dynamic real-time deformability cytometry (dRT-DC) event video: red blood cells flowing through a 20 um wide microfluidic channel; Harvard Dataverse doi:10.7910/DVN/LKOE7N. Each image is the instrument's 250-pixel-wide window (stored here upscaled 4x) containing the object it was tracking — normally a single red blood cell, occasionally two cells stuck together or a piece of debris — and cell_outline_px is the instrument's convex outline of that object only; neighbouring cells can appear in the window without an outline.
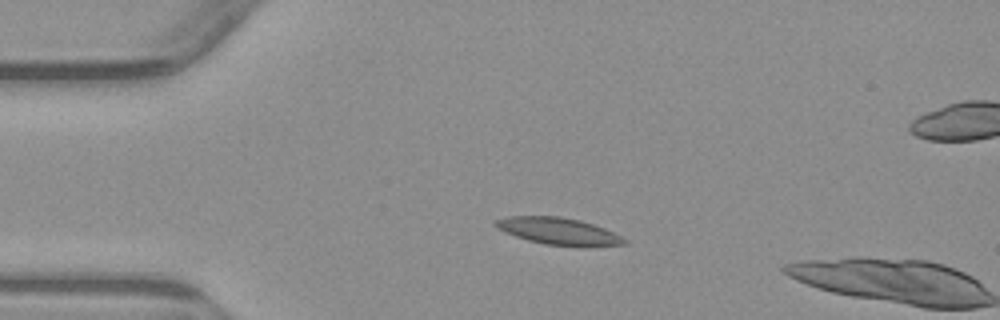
{"species": "common noctule bat (a hibernating species)", "species_latin": "Nyctalus noctula", "temperature_condition": "warm", "stored_images_in_passage": 5, "camera_frame_rate_fps": 3000, "um_per_image_px": 0.085, "animal": {"sex": "male", "body_mass_g": 23.1, "forearm_length_mm": 52.7}, "frame": {"image": 1, "passage_image": 4, "time_ms": 3.667, "image_size_px": [1000, 320], "cell_outline_px": [[628, 244], [580, 248], [544, 244], [528, 240], [504, 232], [496, 228], [492, 224], [492, 220], [508, 216], [560, 216], [580, 220], [604, 228], [628, 240]], "centroid_in_image_um": [47.46, 19.67], "position_along_channel_um": 37.5, "area_um2": 20.75}}